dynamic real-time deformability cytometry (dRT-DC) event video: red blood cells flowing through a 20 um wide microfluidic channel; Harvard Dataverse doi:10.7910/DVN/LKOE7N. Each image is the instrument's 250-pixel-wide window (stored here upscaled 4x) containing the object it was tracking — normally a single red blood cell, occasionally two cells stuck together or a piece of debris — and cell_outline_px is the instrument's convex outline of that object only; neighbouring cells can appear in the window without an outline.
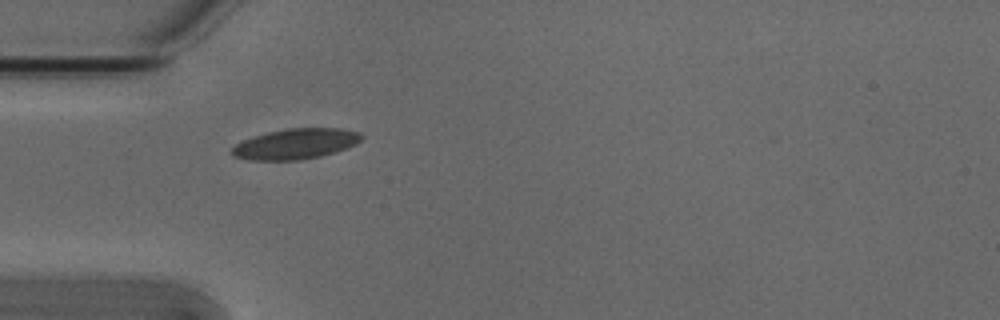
{"species": "Egyptian fruit bat (a non-hibernating species)", "species_latin": "Rousettus aegyptiacus", "temperature_condition": "cold", "stored_images_in_passage": 2, "camera_frame_rate_fps": 3000, "um_per_image_px": 0.085, "animal": {"sex": "male"}, "frame": {"image": 1, "passage_image": 1, "time_ms": 0.0, "image_size_px": [1000, 320], "cell_outline_px": [[364, 136], [356, 144], [336, 152], [320, 156], [300, 160], [248, 160], [232, 156], [232, 148], [236, 144], [252, 136], [268, 132], [288, 128], [344, 128], [360, 132]], "centroid_in_image_um": [25.15, 12.22], "position_along_channel_um": 59.9, "area_um2": 23.12}}